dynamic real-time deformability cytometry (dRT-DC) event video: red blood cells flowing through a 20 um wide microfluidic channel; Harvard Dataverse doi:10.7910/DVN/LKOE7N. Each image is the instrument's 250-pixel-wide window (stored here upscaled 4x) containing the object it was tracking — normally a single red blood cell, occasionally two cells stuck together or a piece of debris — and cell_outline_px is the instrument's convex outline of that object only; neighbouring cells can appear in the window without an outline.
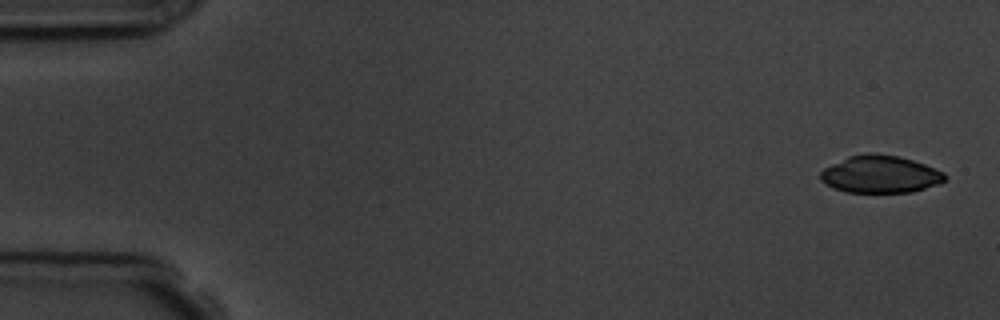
{"species": "common noctule bat (a hibernating species)", "species_latin": "Nyctalus noctula", "temperature_condition": "room temperature", "stored_images_in_passage": 4, "camera_frame_rate_fps": 3000, "um_per_image_px": 0.085, "animal": {"sex": "male", "body_mass_g": 19.5, "forearm_length_mm": 54.6}, "frame": {"image": 1, "passage_image": 1, "time_ms": 0.0, "image_size_px": [1000, 320], "cell_outline_px": [[948, 176], [944, 180], [936, 184], [912, 192], [844, 192], [832, 188], [820, 180], [820, 172], [824, 168], [848, 156], [864, 152], [872, 152], [900, 156], [924, 164], [944, 172]], "centroid_in_image_um": [74.79, 14.8], "position_along_channel_um": 10.2, "area_um2": 27.22}}